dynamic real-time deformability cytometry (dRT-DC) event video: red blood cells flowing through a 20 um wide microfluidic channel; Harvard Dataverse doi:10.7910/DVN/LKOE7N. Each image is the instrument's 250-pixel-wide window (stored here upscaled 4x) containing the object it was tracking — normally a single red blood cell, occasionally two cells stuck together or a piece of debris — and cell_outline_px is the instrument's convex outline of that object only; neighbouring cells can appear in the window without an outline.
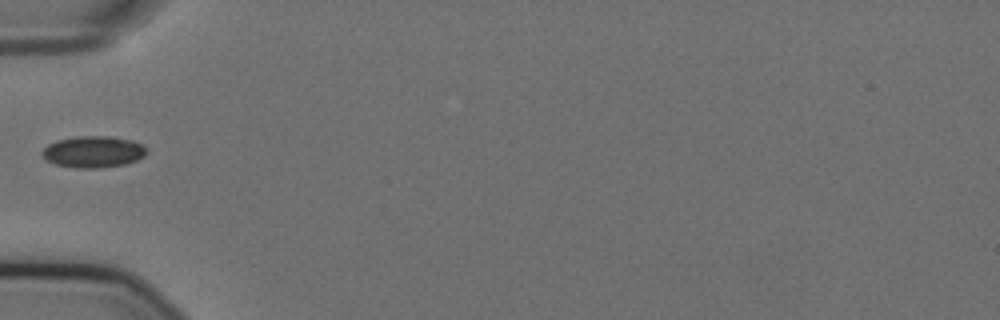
{"species": "Egyptian fruit bat (a non-hibernating species)", "species_latin": "Rousettus aegyptiacus", "temperature_condition": "cold", "stored_images_in_passage": 38, "camera_frame_rate_fps": 3000, "um_per_image_px": 0.085, "animal": {"sex": "female"}, "frame": {"image": 1, "passage_image": 1, "time_ms": 0.0, "image_size_px": [1000, 320], "cell_outline_px": [[148, 152], [144, 156], [136, 160], [124, 164], [100, 168], [76, 168], [56, 164], [44, 160], [40, 156], [40, 152], [48, 144], [56, 140], [76, 136], [108, 136], [132, 140], [144, 144], [148, 148]], "centroid_in_image_um": [7.92, 12.9], "position_along_channel_um": 77.1, "area_um2": 19.54}}
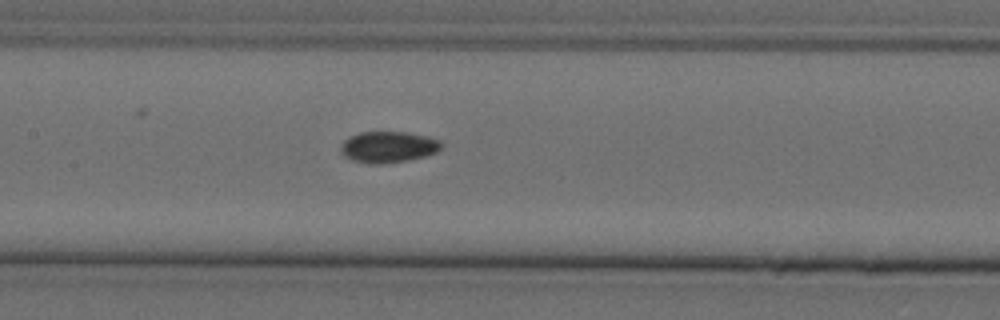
{"frame": {"image": 2, "passage_image": 9, "time_ms": 2.667, "image_size_px": [1000, 320], "cell_outline_px": [[444, 144], [436, 152], [424, 156], [408, 160], [380, 164], [368, 164], [352, 160], [344, 156], [340, 152], [340, 148], [344, 140], [348, 136], [360, 132], [408, 132], [428, 136], [440, 140]], "centroid_in_image_um": [32.99, 12.49], "position_along_channel_um": 174.4, "area_um2": 18.5}}
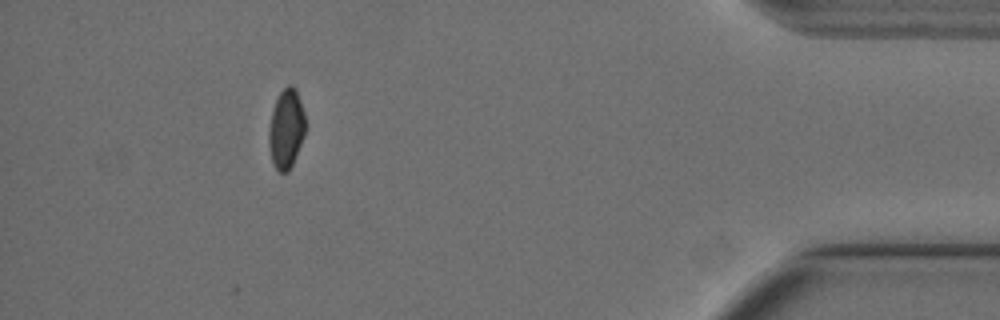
{"frame": {"image": 3, "passage_image": 33, "time_ms": 10.667, "image_size_px": [1000, 320], "cell_outline_px": [[308, 124], [304, 136], [296, 156], [288, 172], [280, 172], [272, 164], [268, 144], [268, 136], [272, 108], [280, 92], [288, 84], [292, 84], [296, 88]], "centroid_in_image_um": [24.34, 10.93], "position_along_channel_um": 410.9, "area_um2": 17.28}}